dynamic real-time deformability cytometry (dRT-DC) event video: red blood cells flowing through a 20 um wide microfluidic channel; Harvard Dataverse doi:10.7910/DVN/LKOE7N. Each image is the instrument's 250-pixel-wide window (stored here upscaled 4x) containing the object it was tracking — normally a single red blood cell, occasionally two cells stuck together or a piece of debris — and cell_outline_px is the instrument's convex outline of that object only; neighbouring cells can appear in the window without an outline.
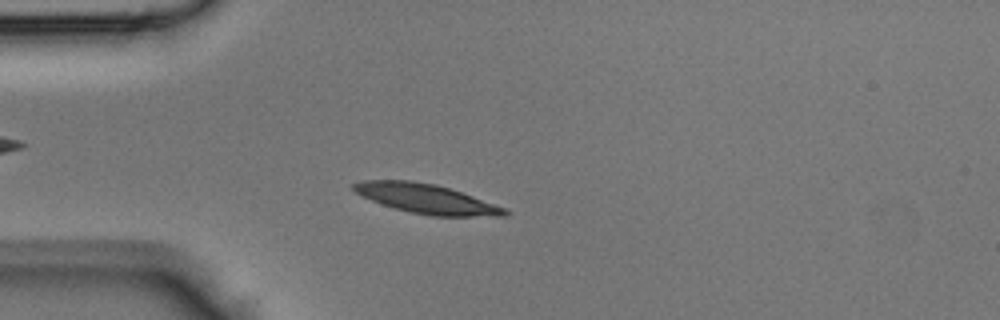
{"species": "Egyptian fruit bat (a non-hibernating species)", "species_latin": "Rousettus aegyptiacus", "temperature_condition": "room temperature", "stored_images_in_passage": 41, "camera_frame_rate_fps": 3000, "um_per_image_px": 0.085, "animal": {"sex": "male"}, "frame": {"image": 1, "passage_image": 9, "time_ms": 2.667, "image_size_px": [1000, 320], "cell_outline_px": [[512, 212], [508, 216], [432, 216], [408, 212], [372, 200], [356, 192], [352, 188], [352, 184], [360, 180], [412, 180], [436, 184], [472, 196], [504, 208]], "centroid_in_image_um": [36.24, 16.89], "position_along_channel_um": 48.8, "area_um2": 25.66}}
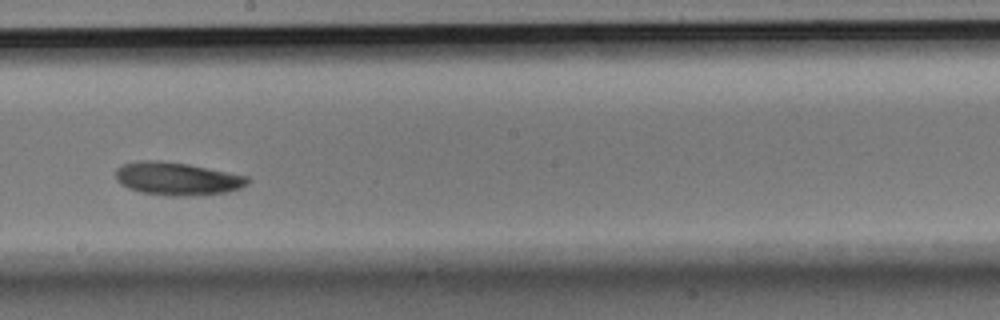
{"frame": {"image": 2, "passage_image": 22, "time_ms": 7.0, "image_size_px": [1000, 320], "cell_outline_px": [[252, 180], [248, 184], [240, 188], [224, 192], [192, 196], [168, 196], [140, 192], [128, 188], [120, 184], [116, 180], [116, 168], [120, 164], [140, 160], [160, 160], [188, 164], [248, 176]], "centroid_in_image_um": [15.03, 15.18], "position_along_channel_um": 233.2, "area_um2": 25.61}}
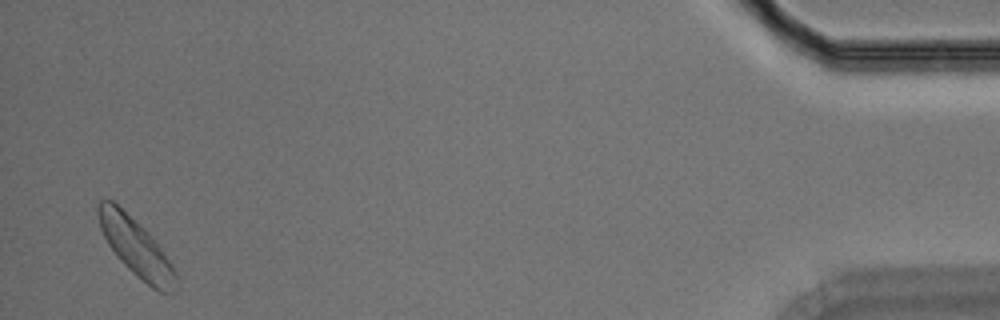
{"frame": {"image": 3, "passage_image": 40, "time_ms": 13.0, "image_size_px": [1000, 320], "cell_outline_px": [[176, 288], [172, 292], [160, 292], [152, 288], [136, 276], [120, 260], [108, 244], [100, 228], [96, 208], [100, 200], [112, 200], [144, 228], [148, 232], [164, 252], [176, 268]], "centroid_in_image_um": [11.57, 21.04], "position_along_channel_um": 423.6, "area_um2": 25.95}}